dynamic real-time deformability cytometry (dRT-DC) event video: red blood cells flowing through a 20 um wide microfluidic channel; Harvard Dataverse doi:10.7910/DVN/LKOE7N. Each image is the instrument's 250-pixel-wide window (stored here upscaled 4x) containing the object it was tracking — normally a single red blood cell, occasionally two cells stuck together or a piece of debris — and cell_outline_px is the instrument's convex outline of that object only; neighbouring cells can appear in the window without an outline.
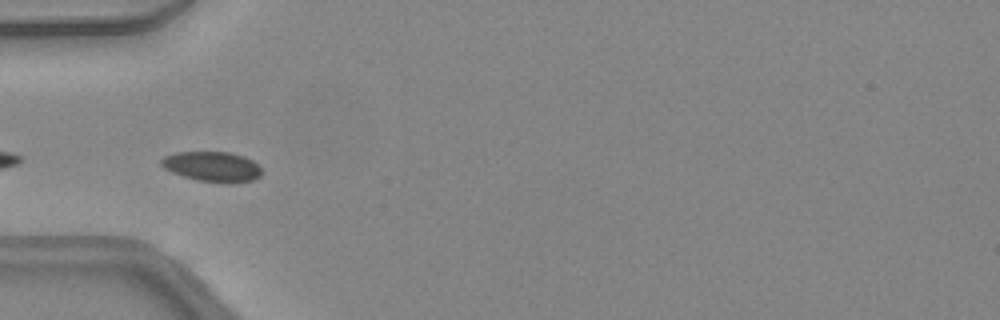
{"species": "common noctule bat (a hibernating species)", "species_latin": "Nyctalus noctula", "temperature_condition": "warm", "stored_images_in_passage": 32, "camera_frame_rate_fps": 3000, "um_per_image_px": 0.085, "animal": {"sex": "female", "body_mass_g": 24.6, "forearm_length_mm": 56.2}, "frame": {"image": 1, "passage_image": 1, "time_ms": 0.0, "image_size_px": [1000, 320], "cell_outline_px": [[260, 176], [252, 180], [196, 180], [172, 172], [164, 168], [160, 164], [160, 160], [164, 156], [176, 152], [228, 152], [244, 156], [252, 160], [260, 168]], "centroid_in_image_um": [17.96, 14.1], "position_along_channel_um": 67.0, "area_um2": 16.82}}
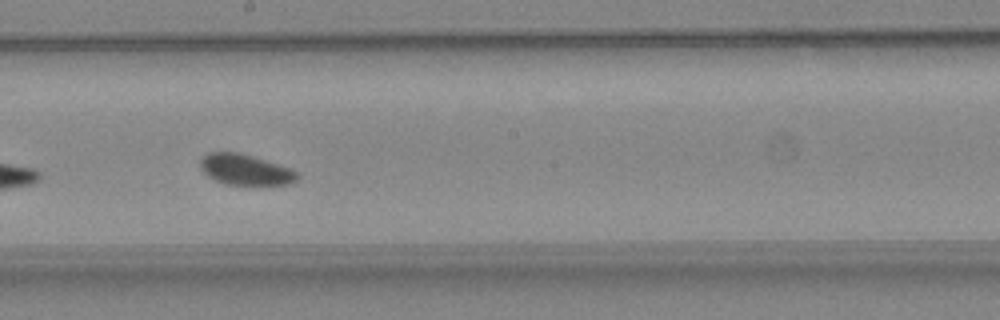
{"frame": {"image": 2, "passage_image": 12, "time_ms": 3.667, "image_size_px": [1000, 320], "cell_outline_px": [[300, 176], [296, 180], [288, 184], [224, 184], [208, 176], [200, 168], [200, 160], [208, 152], [236, 152], [252, 156], [292, 168]], "centroid_in_image_um": [20.85, 14.41], "position_along_channel_um": 227.4, "area_um2": 17.17}}
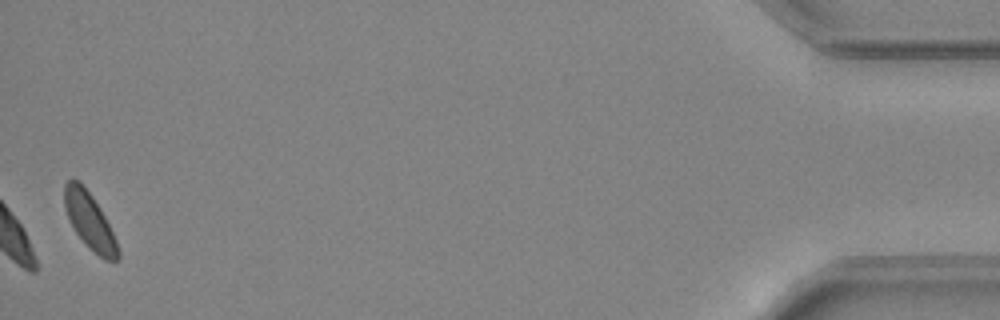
{"frame": {"image": 3, "passage_image": 32, "time_ms": 10.333, "image_size_px": [1000, 320], "cell_outline_px": [[120, 256], [116, 260], [104, 260], [76, 232], [68, 216], [64, 204], [64, 184], [72, 176], [80, 180], [92, 196], [100, 208], [116, 240], [120, 252]], "centroid_in_image_um": [7.61, 18.7], "position_along_channel_um": 427.6, "area_um2": 17.11}}